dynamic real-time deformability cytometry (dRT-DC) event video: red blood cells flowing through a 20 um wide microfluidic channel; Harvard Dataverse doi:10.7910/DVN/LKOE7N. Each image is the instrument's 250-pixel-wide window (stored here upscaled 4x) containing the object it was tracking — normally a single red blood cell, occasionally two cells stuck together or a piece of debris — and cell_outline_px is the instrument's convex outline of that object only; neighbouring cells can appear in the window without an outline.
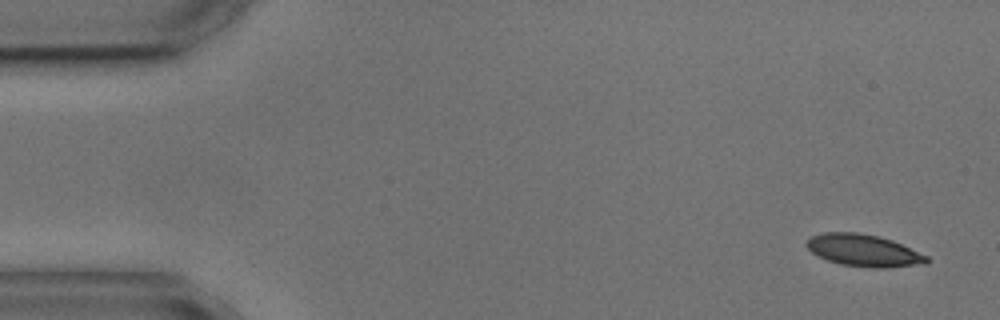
{"species": "common noctule bat (a hibernating species)", "species_latin": "Nyctalus noctula", "temperature_condition": "cold", "stored_images_in_passage": 7, "camera_frame_rate_fps": 3000, "um_per_image_px": 0.085, "animal": {"sex": "male", "body_mass_g": 17.9, "forearm_length_mm": 54.2}, "frame": {"image": 1, "passage_image": 1, "time_ms": 0.0, "image_size_px": [1000, 320], "cell_outline_px": [[928, 260], [924, 264], [888, 268], [868, 268], [840, 264], [828, 260], [812, 252], [804, 244], [812, 236], [824, 232], [856, 232], [880, 236], [892, 240], [928, 256]], "centroid_in_image_um": [73.42, 21.29], "position_along_channel_um": 11.6, "area_um2": 22.43}}
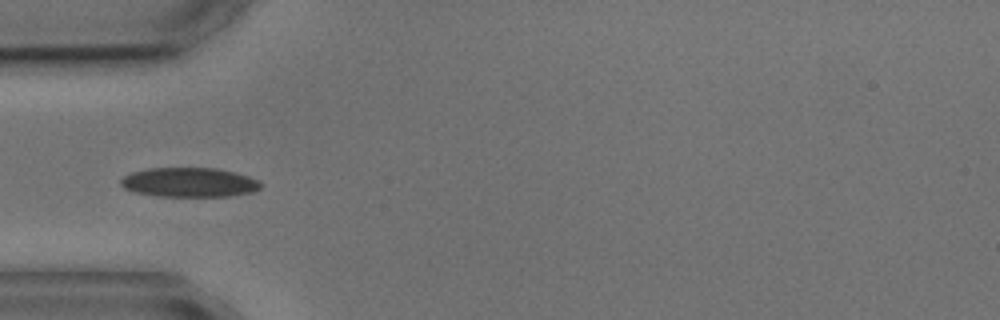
{"frame": {"image": 2, "passage_image": 5, "time_ms": 4.667, "image_size_px": [1000, 320], "cell_outline_px": [[264, 184], [260, 188], [252, 192], [228, 196], [160, 196], [136, 192], [124, 188], [120, 184], [120, 180], [124, 176], [132, 172], [152, 168], [216, 168], [248, 176]], "centroid_in_image_um": [16.09, 15.5], "position_along_channel_um": 68.9, "area_um2": 23.76}}